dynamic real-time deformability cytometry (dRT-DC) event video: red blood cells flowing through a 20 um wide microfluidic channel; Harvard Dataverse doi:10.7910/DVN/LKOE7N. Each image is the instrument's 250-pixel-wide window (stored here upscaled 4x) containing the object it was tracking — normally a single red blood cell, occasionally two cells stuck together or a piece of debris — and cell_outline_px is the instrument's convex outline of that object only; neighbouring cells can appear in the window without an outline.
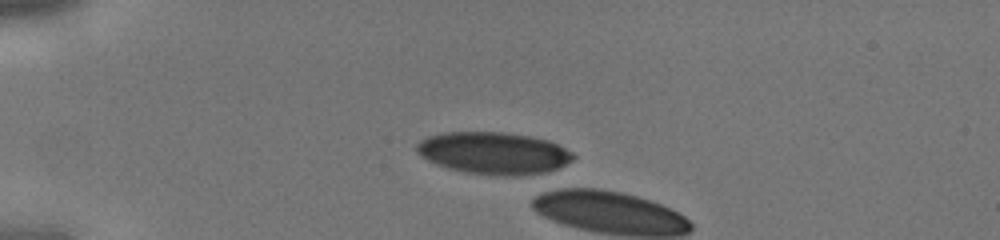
{"species": "human", "species_latin": "Homo sapiens", "temperature_condition": "cold", "stored_images_in_passage": 14, "camera_frame_rate_fps": 3000, "um_per_image_px": 0.085, "donor": {"sex": "male"}, "frame": {"image": 1, "passage_image": 12, "time_ms": 3.667, "image_size_px": [1000, 240], "cell_outline_px": [[576, 156], [572, 160], [556, 168], [544, 172], [516, 176], [504, 176], [468, 172], [448, 168], [436, 164], [420, 156], [416, 152], [416, 144], [420, 140], [428, 136], [444, 132], [504, 132], [532, 136], [548, 140], [572, 152]], "centroid_in_image_um": [41.93, 13.0], "position_along_channel_um": 43.1, "area_um2": 38.26}}